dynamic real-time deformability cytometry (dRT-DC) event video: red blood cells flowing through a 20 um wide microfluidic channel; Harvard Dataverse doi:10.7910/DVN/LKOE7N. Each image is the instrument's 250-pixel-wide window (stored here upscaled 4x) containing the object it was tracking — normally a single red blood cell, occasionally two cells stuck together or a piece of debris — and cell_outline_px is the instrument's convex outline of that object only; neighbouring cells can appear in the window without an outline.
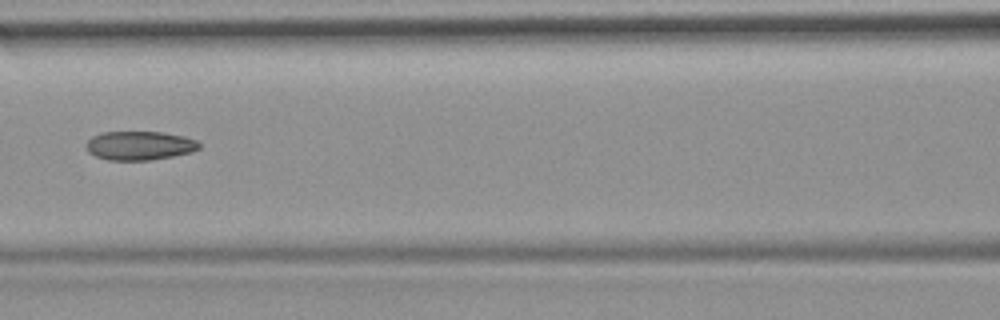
{"species": "common noctule bat (a hibernating species)", "species_latin": "Nyctalus noctula", "temperature_condition": "room temperature", "stored_images_in_passage": 6, "camera_frame_rate_fps": 3000, "um_per_image_px": 0.085, "animal": {"sex": "female", "body_mass_g": 19.9}, "frame": {"image": 1, "passage_image": 6, "time_ms": 6.667, "image_size_px": [1000, 320], "cell_outline_px": [[200, 148], [192, 152], [172, 156], [148, 160], [108, 160], [96, 156], [88, 152], [88, 140], [92, 136], [100, 132], [160, 132], [184, 136], [196, 140], [200, 144]], "centroid_in_image_um": [11.88, 12.37], "position_along_channel_um": 154.7, "area_um2": 18.9}}